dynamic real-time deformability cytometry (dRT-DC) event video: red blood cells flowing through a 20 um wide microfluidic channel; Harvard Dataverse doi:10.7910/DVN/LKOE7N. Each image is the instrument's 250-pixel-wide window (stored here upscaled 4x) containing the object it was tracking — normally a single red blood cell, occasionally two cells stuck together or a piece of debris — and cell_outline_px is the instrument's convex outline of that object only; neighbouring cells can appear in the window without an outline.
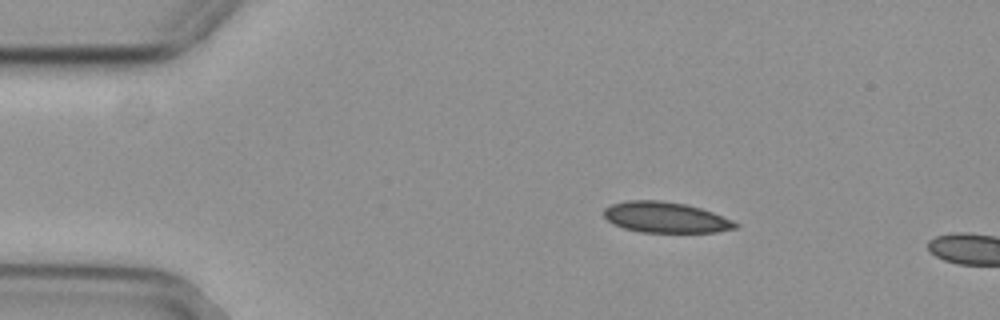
{"species": "common noctule bat (a hibernating species)", "species_latin": "Nyctalus noctula", "temperature_condition": "cold", "stored_images_in_passage": 12, "camera_frame_rate_fps": 3000, "um_per_image_px": 0.085, "animal": {"sex": "female", "body_mass_g": 29.2, "forearm_length_mm": 56.3}, "frame": {"image": 1, "passage_image": 9, "time_ms": 2.667, "image_size_px": [1000, 320], "cell_outline_px": [[740, 224], [736, 228], [716, 232], [640, 232], [624, 228], [612, 224], [604, 216], [604, 208], [612, 204], [628, 200], [660, 200], [684, 204], [700, 208], [712, 212], [732, 220]], "centroid_in_image_um": [56.56, 18.48], "position_along_channel_um": 28.4, "area_um2": 23.47}}